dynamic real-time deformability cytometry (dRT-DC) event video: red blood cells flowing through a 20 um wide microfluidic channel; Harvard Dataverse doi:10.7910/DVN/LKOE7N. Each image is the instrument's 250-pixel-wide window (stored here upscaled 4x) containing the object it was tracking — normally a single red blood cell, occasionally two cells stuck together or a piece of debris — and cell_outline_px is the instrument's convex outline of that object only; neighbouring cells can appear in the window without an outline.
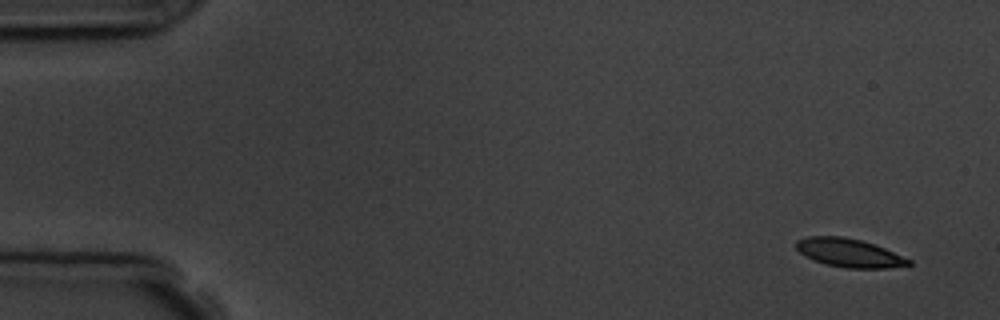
{"species": "common noctule bat (a hibernating species)", "species_latin": "Nyctalus noctula", "temperature_condition": "room temperature", "stored_images_in_passage": 5, "camera_frame_rate_fps": 3000, "um_per_image_px": 0.085, "animal": {"sex": "male", "body_mass_g": 19.5, "forearm_length_mm": 54.6}, "frame": {"image": 1, "passage_image": 1, "time_ms": 0.0, "image_size_px": [1000, 320], "cell_outline_px": [[912, 264], [888, 268], [848, 268], [824, 264], [804, 256], [796, 248], [796, 240], [808, 236], [844, 236], [860, 240], [884, 248], [912, 260]], "centroid_in_image_um": [72.15, 21.49], "position_along_channel_um": 12.8, "area_um2": 18.61}}
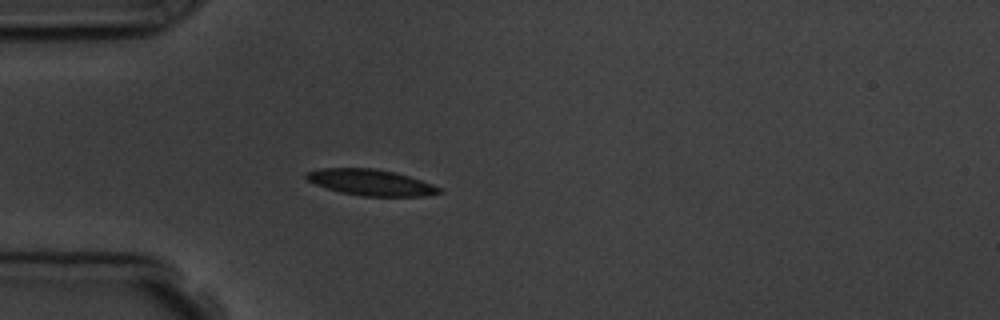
{"frame": {"image": 2, "passage_image": 5, "time_ms": 4.333, "image_size_px": [1000, 320], "cell_outline_px": [[444, 192], [424, 196], [360, 196], [340, 192], [316, 184], [308, 180], [304, 176], [304, 172], [320, 168], [372, 168], [396, 172], [432, 184], [440, 188]], "centroid_in_image_um": [31.5, 15.5], "position_along_channel_um": 53.5, "area_um2": 20.17}}